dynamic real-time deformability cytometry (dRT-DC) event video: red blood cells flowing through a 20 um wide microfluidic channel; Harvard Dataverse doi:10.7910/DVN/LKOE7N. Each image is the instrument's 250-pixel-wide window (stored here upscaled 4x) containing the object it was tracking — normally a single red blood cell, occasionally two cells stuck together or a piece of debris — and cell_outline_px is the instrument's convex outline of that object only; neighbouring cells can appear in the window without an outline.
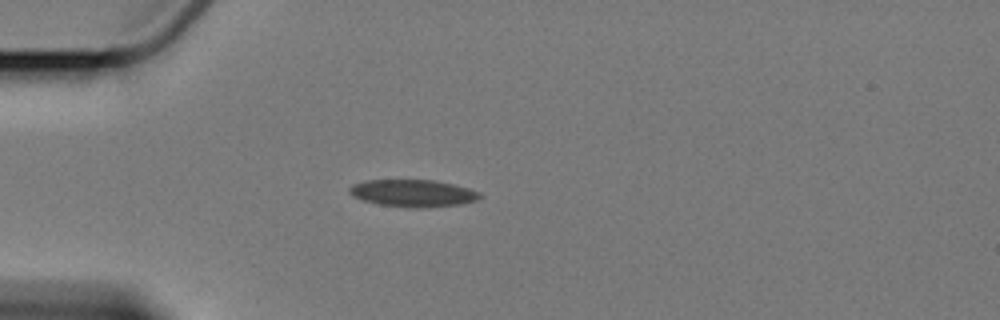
{"species": "Egyptian fruit bat (a non-hibernating species)", "species_latin": "Rousettus aegyptiacus", "temperature_condition": "cold", "stored_images_in_passage": 6, "camera_frame_rate_fps": 3000, "um_per_image_px": 0.085, "animal": {"sex": "female"}, "frame": {"image": 1, "passage_image": 1, "time_ms": 0.0, "image_size_px": [1000, 320], "cell_outline_px": [[484, 196], [476, 200], [460, 204], [424, 208], [408, 208], [380, 204], [364, 200], [352, 196], [348, 192], [348, 188], [352, 184], [368, 180], [432, 180], [452, 184], [468, 188], [480, 192]], "centroid_in_image_um": [35.1, 16.42], "position_along_channel_um": 49.9, "area_um2": 20.69}}
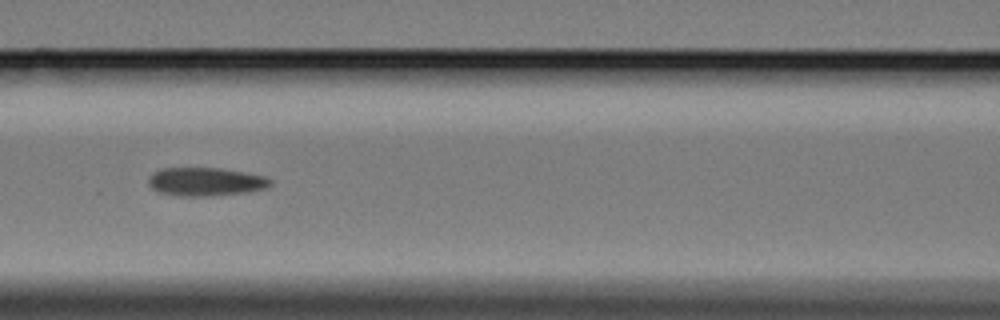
{"frame": {"image": 2, "passage_image": 4, "time_ms": 3.333, "image_size_px": [1000, 320], "cell_outline_px": [[272, 184], [268, 188], [244, 192], [204, 196], [180, 196], [160, 192], [152, 188], [148, 184], [148, 180], [152, 172], [160, 168], [220, 168], [244, 172], [264, 176], [272, 180]], "centroid_in_image_um": [17.46, 15.43], "position_along_channel_um": 149.1, "area_um2": 20.11}}
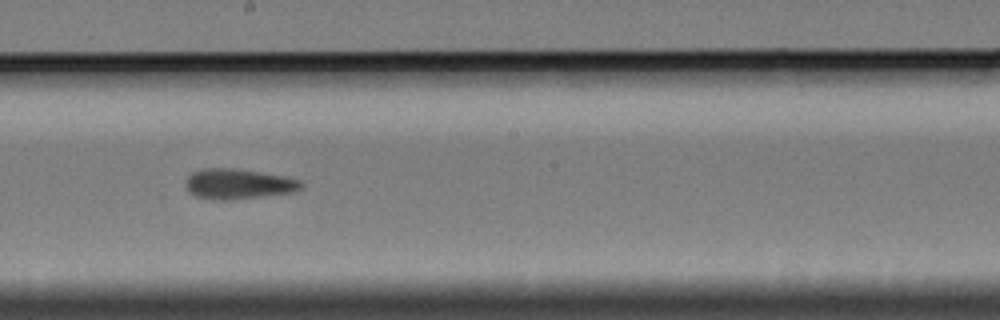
{"frame": {"image": 3, "passage_image": 6, "time_ms": 5.667, "image_size_px": [1000, 320], "cell_outline_px": [[304, 184], [296, 192], [232, 200], [212, 200], [196, 196], [188, 192], [184, 184], [184, 180], [192, 172], [204, 168], [232, 168], [280, 176], [300, 180]], "centroid_in_image_um": [20.19, 15.65], "position_along_channel_um": 228.0, "area_um2": 20.4}}